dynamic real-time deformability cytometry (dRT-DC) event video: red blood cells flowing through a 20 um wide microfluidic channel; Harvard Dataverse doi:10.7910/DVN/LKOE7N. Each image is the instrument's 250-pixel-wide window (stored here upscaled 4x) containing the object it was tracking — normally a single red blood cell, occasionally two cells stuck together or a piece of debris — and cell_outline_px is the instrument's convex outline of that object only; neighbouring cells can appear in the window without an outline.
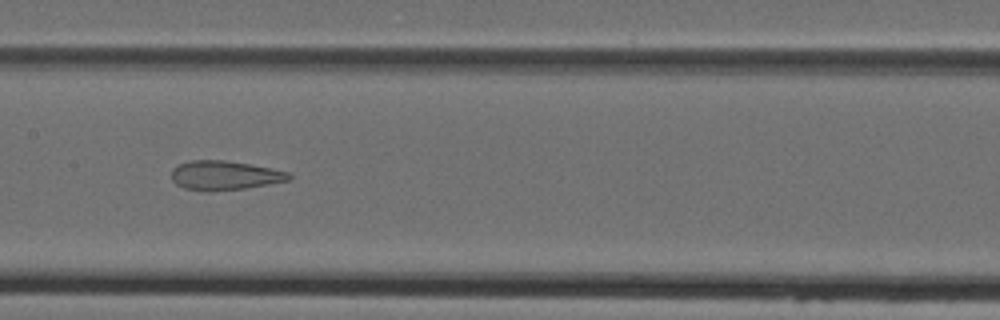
{"species": "Egyptian fruit bat (a non-hibernating species)", "species_latin": "Rousettus aegyptiacus", "temperature_condition": "cold", "stored_images_in_passage": 8, "camera_frame_rate_fps": 3000, "um_per_image_px": 0.085, "animal": {"sex": "female"}, "frame": {"image": 1, "passage_image": 6, "time_ms": 7.0, "image_size_px": [1000, 320], "cell_outline_px": [[292, 176], [288, 180], [268, 184], [244, 188], [208, 192], [184, 188], [176, 184], [172, 180], [172, 168], [180, 164], [192, 160], [224, 160], [248, 164], [288, 172]], "centroid_in_image_um": [19.04, 14.91], "position_along_channel_um": 188.4, "area_um2": 19.77}}
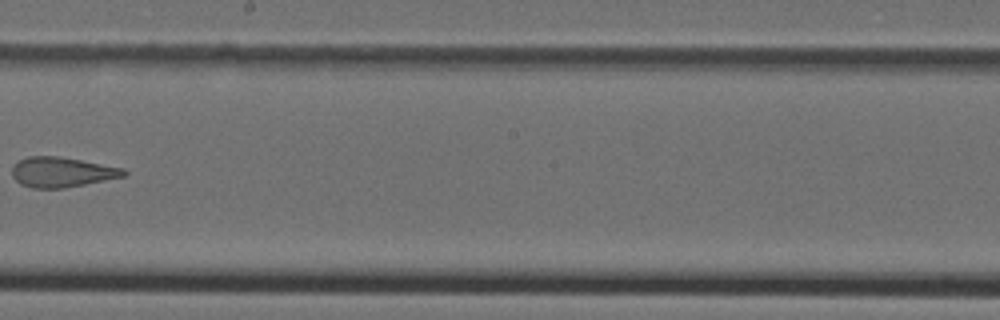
{"frame": {"image": 2, "passage_image": 7, "time_ms": 8.333, "image_size_px": [1000, 320], "cell_outline_px": [[128, 172], [124, 176], [64, 188], [32, 188], [20, 184], [12, 176], [12, 168], [20, 160], [28, 156], [60, 156], [124, 168]], "centroid_in_image_um": [5.25, 14.63], "position_along_channel_um": 243.0, "area_um2": 19.42}}
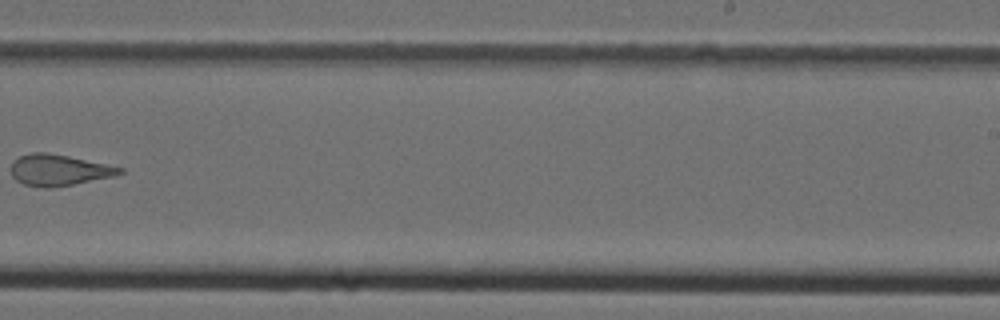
{"frame": {"image": 3, "passage_image": 8, "time_ms": 9.333, "image_size_px": [1000, 320], "cell_outline_px": [[124, 172], [116, 176], [52, 188], [44, 188], [24, 184], [16, 180], [12, 176], [12, 160], [20, 156], [32, 152], [44, 152], [68, 156], [124, 168]], "centroid_in_image_um": [5.0, 14.46], "position_along_channel_um": 284.0, "area_um2": 19.71}}